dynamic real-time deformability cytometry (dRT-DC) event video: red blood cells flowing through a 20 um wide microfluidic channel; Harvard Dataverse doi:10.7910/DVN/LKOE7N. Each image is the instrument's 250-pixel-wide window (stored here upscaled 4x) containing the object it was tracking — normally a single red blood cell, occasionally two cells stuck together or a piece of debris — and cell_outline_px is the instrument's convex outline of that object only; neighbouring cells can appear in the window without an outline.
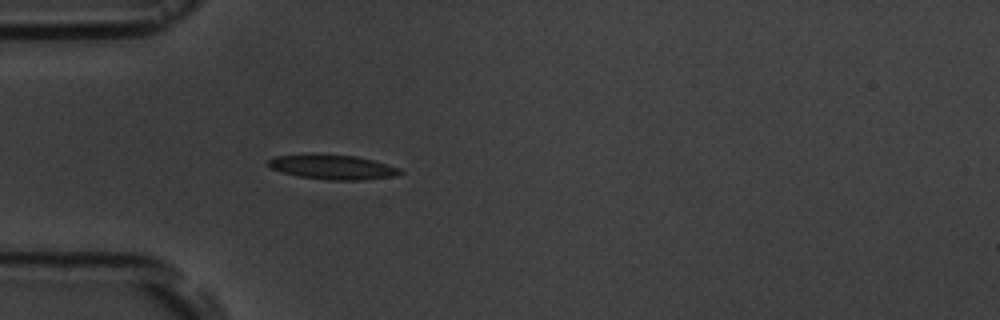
{"species": "common noctule bat (a hibernating species)", "species_latin": "Nyctalus noctula", "temperature_condition": "room temperature", "stored_images_in_passage": 4, "camera_frame_rate_fps": 3000, "um_per_image_px": 0.085, "animal": {"sex": "male", "body_mass_g": 19.5, "forearm_length_mm": 54.6}, "frame": {"image": 1, "passage_image": 4, "time_ms": 4.333, "image_size_px": [1000, 320], "cell_outline_px": [[404, 172], [396, 176], [360, 180], [328, 180], [300, 176], [284, 172], [272, 168], [268, 164], [268, 160], [276, 156], [356, 156], [388, 164], [400, 168]], "centroid_in_image_um": [28.39, 14.24], "position_along_channel_um": 56.6, "area_um2": 18.03}}